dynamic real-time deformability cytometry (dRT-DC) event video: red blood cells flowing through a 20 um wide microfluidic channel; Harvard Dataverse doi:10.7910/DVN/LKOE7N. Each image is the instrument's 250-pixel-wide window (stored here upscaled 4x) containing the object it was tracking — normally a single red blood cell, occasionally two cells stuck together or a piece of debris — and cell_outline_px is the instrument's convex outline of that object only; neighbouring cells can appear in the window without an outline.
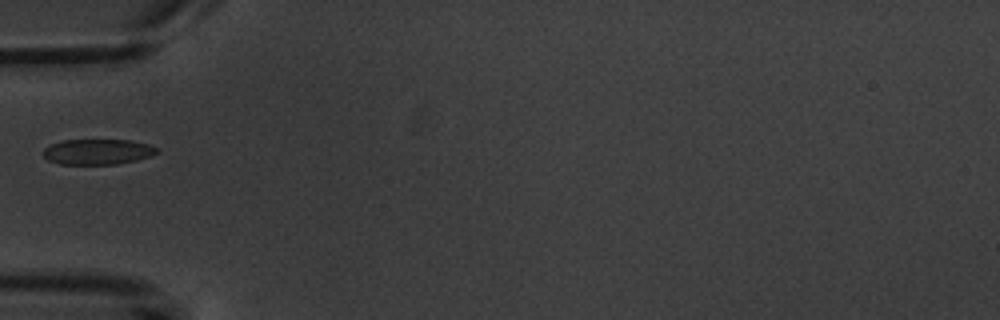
{"species": "common noctule bat (a hibernating species)", "species_latin": "Nyctalus noctula", "temperature_condition": "warm", "stored_images_in_passage": 4, "camera_frame_rate_fps": 3000, "um_per_image_px": 0.085, "animal": {"sex": "male", "body_mass_g": 20.1, "forearm_length_mm": 53.5}, "frame": {"image": 1, "passage_image": 4, "time_ms": 4.333, "image_size_px": [1000, 320], "cell_outline_px": [[160, 152], [152, 156], [136, 160], [116, 164], [60, 164], [48, 160], [44, 156], [44, 148], [48, 144], [64, 140], [128, 140], [148, 144], [160, 148]], "centroid_in_image_um": [8.33, 12.9], "position_along_channel_um": 76.7, "area_um2": 16.99}}